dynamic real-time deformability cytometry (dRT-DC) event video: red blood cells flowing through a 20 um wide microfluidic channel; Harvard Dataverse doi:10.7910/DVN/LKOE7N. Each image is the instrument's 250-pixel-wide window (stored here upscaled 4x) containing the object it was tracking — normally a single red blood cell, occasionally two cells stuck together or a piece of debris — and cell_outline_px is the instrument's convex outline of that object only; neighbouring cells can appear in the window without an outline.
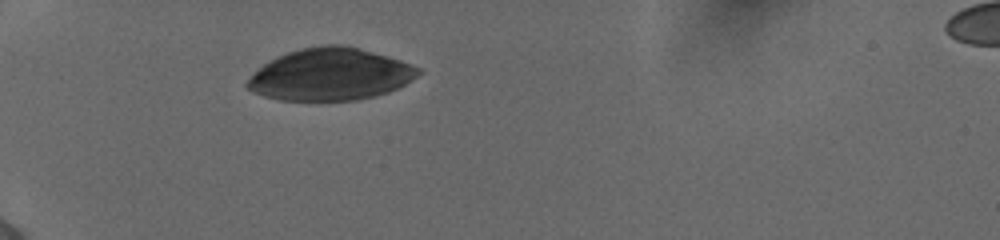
{"species": "human", "species_latin": "Homo sapiens", "temperature_condition": "cold", "stored_images_in_passage": 28, "camera_frame_rate_fps": 3000, "um_per_image_px": 0.085, "donor": {"sex": "female"}, "frame": {"image": 1, "passage_image": 1, "time_ms": 0.0, "image_size_px": [1000, 240], "cell_outline_px": [[424, 72], [404, 84], [388, 92], [376, 96], [356, 100], [280, 100], [264, 96], [252, 92], [244, 84], [268, 60], [276, 56], [300, 48], [324, 44], [344, 44], [360, 48], [388, 56], [400, 60], [420, 68]], "centroid_in_image_um": [28.08, 6.31], "position_along_channel_um": 56.9, "area_um2": 51.9}}
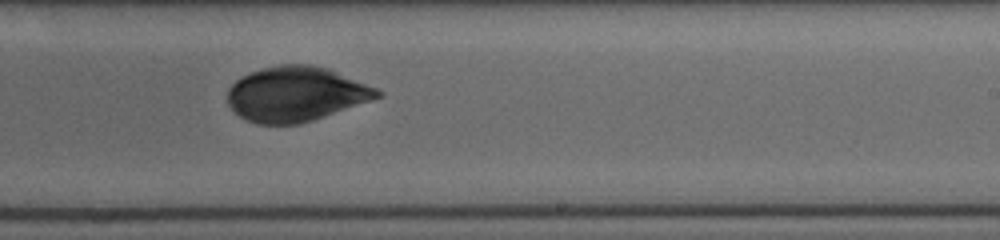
{"frame": {"image": 2, "passage_image": 15, "time_ms": 4.667, "image_size_px": [1000, 240], "cell_outline_px": [[384, 92], [380, 96], [372, 100], [300, 124], [256, 124], [240, 116], [228, 104], [228, 88], [236, 80], [260, 68], [280, 64], [312, 64], [328, 68], [376, 88]], "centroid_in_image_um": [25.15, 7.98], "position_along_channel_um": 263.9, "area_um2": 47.57}}
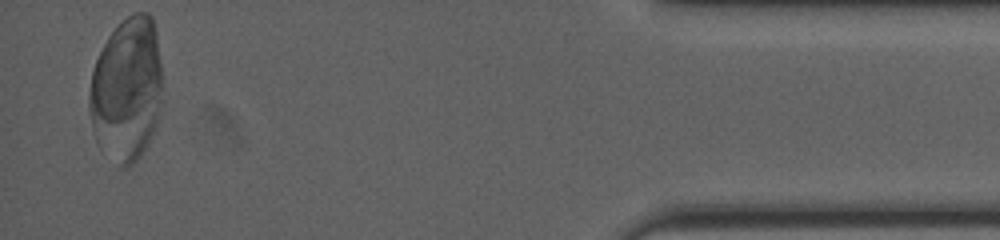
{"frame": {"image": 3, "passage_image": 28, "time_ms": 9.0, "image_size_px": [1000, 240], "cell_outline_px": [[164, 88], [156, 128], [144, 152], [128, 168], [120, 168], [96, 140], [92, 132], [88, 112], [88, 96], [92, 72], [96, 60], [108, 36], [132, 12], [148, 12], [152, 16], [156, 32]], "centroid_in_image_um": [10.79, 7.63], "position_along_channel_um": 424.4, "area_um2": 62.14}}